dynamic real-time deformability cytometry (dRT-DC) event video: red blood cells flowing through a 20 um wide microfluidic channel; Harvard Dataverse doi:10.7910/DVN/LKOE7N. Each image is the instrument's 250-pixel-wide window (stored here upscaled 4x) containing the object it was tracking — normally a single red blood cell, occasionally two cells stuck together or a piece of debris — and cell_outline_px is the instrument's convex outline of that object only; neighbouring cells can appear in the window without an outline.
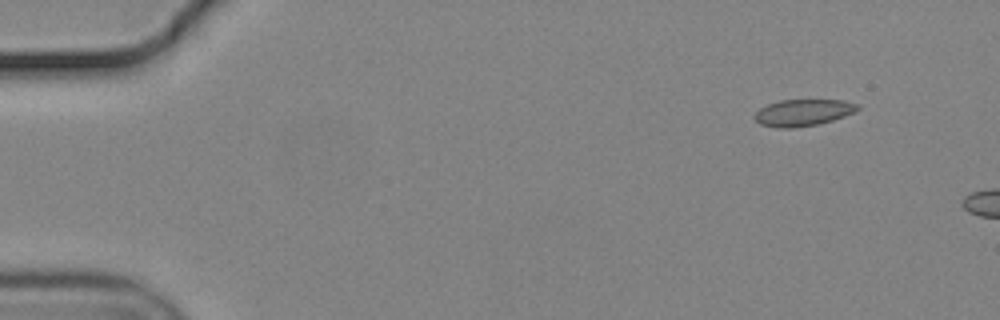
{"species": "common noctule bat (a hibernating species)", "species_latin": "Nyctalus noctula", "temperature_condition": "cold", "stored_images_in_passage": 5, "camera_frame_rate_fps": 3000, "um_per_image_px": 0.085, "animal": {"sex": "male", "body_mass_g": 19.2, "forearm_length_mm": 51.8}, "frame": {"image": 1, "passage_image": 1, "time_ms": 0.0, "image_size_px": [1000, 320], "cell_outline_px": [[860, 108], [856, 112], [832, 120], [816, 124], [792, 128], [776, 128], [760, 124], [752, 116], [760, 108], [768, 104], [780, 100], [844, 100], [860, 104]], "centroid_in_image_um": [68.27, 9.56], "position_along_channel_um": 16.7, "area_um2": 16.07}}